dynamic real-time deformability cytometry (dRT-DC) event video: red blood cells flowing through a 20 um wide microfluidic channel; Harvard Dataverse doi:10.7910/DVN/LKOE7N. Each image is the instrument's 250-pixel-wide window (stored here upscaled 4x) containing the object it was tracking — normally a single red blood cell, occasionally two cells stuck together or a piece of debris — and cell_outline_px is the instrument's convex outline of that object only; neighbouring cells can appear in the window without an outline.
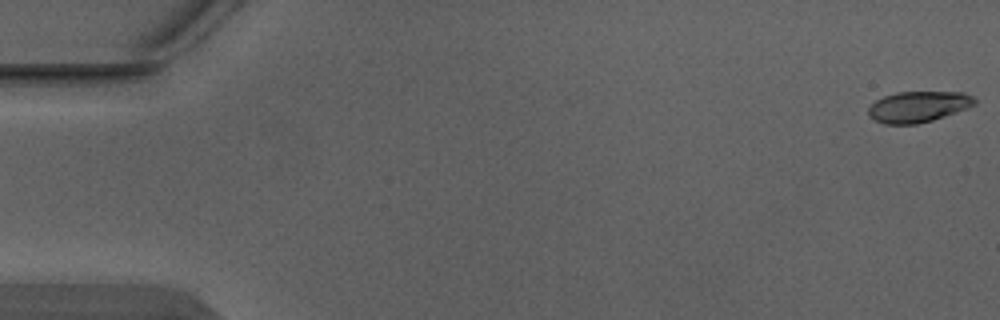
{"species": "Egyptian fruit bat (a non-hibernating species)", "species_latin": "Rousettus aegyptiacus", "temperature_condition": "warm", "stored_images_in_passage": 5, "camera_frame_rate_fps": 3000, "um_per_image_px": 0.085, "animal": {"sex": "male"}, "frame": {"image": 1, "passage_image": 1, "time_ms": 0.0, "image_size_px": [1000, 320], "cell_outline_px": [[976, 104], [968, 108], [932, 120], [916, 124], [884, 124], [868, 116], [868, 108], [876, 100], [884, 96], [896, 92], [964, 92], [972, 96], [976, 100]], "centroid_in_image_um": [78.05, 9.06], "position_along_channel_um": 6.9, "area_um2": 19.13}}
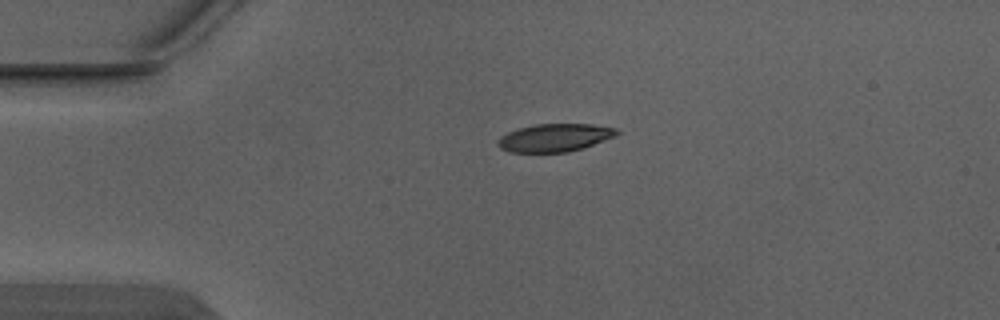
{"frame": {"image": 2, "passage_image": 4, "time_ms": 1.0, "image_size_px": [1000, 320], "cell_outline_px": [[620, 132], [616, 136], [584, 148], [568, 152], [512, 152], [500, 148], [496, 144], [496, 140], [500, 136], [516, 128], [536, 124], [592, 124], [616, 128]], "centroid_in_image_um": [47.14, 11.7], "position_along_channel_um": 37.9, "area_um2": 19.54}}